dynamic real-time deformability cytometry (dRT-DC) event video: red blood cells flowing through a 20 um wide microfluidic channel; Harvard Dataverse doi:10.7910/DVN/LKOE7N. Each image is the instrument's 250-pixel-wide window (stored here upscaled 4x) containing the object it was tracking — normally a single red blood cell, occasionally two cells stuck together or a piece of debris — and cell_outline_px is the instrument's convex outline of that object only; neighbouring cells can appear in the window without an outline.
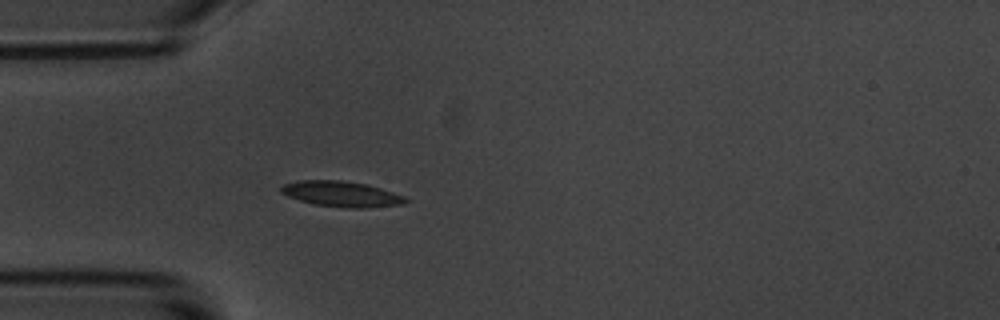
{"species": "common noctule bat (a hibernating species)", "species_latin": "Nyctalus noctula", "temperature_condition": "room temperature", "stored_images_in_passage": 1, "camera_frame_rate_fps": 3000, "um_per_image_px": 0.085, "animal": {"sex": "male", "body_mass_g": 20.1, "forearm_length_mm": 53.5}, "frame": {"image": 1, "passage_image": 1, "time_ms": 0.0, "image_size_px": [1000, 320], "cell_outline_px": [[408, 200], [404, 204], [368, 208], [348, 208], [316, 204], [300, 200], [288, 196], [280, 192], [280, 188], [284, 184], [300, 180], [340, 180], [368, 184], [404, 196]], "centroid_in_image_um": [29.04, 16.49], "position_along_channel_um": 56.0, "area_um2": 18.44}}